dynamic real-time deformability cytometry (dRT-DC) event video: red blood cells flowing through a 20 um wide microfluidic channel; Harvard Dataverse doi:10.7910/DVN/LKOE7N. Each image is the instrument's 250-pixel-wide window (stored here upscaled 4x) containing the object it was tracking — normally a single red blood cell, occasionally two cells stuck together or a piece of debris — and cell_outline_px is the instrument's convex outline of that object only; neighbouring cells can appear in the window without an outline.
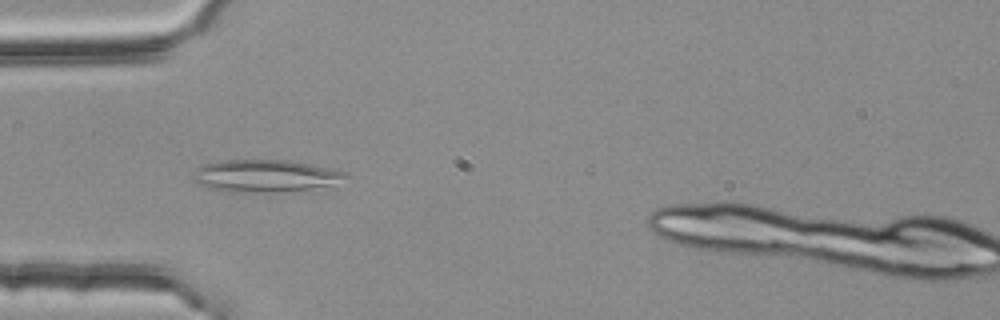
{"species": "common noctule bat (a hibernating species)", "species_latin": "Nyctalus noctula", "temperature_condition": "room temperature", "stored_images_in_passage": 46, "camera_frame_rate_fps": 3000, "um_per_image_px": 0.085, "animal": {"sex": "female", "body_mass_g": 25.1}, "frame": {"image": 1, "passage_image": 16, "time_ms": 5.0, "image_size_px": [1000, 320], "cell_outline_px": [[352, 176], [328, 184], [308, 188], [264, 196], [228, 192], [208, 188], [196, 180], [192, 176], [196, 168], [204, 164], [220, 160], [288, 160], [348, 172]], "centroid_in_image_um": [22.49, 14.98], "position_along_channel_um": 62.5, "area_um2": 29.25}}
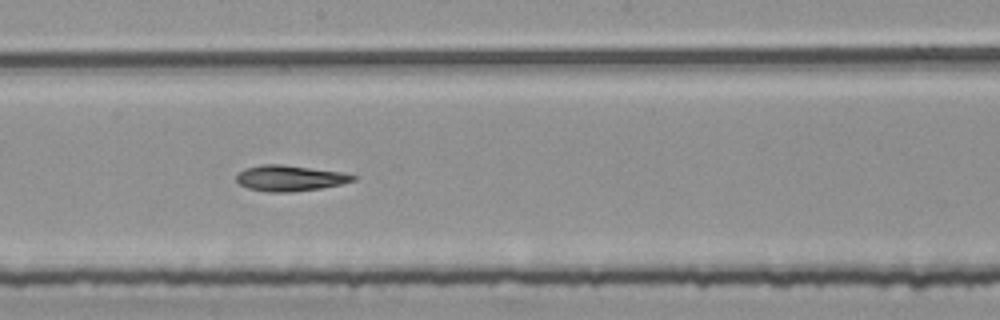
{"frame": {"image": 2, "passage_image": 29, "time_ms": 9.333, "image_size_px": [1000, 320], "cell_outline_px": [[360, 176], [356, 180], [340, 184], [320, 188], [292, 192], [268, 192], [248, 188], [240, 184], [236, 180], [236, 176], [244, 168], [264, 164], [280, 164], [344, 172]], "centroid_in_image_um": [24.67, 15.14], "position_along_channel_um": 223.5, "area_um2": 17.57}}
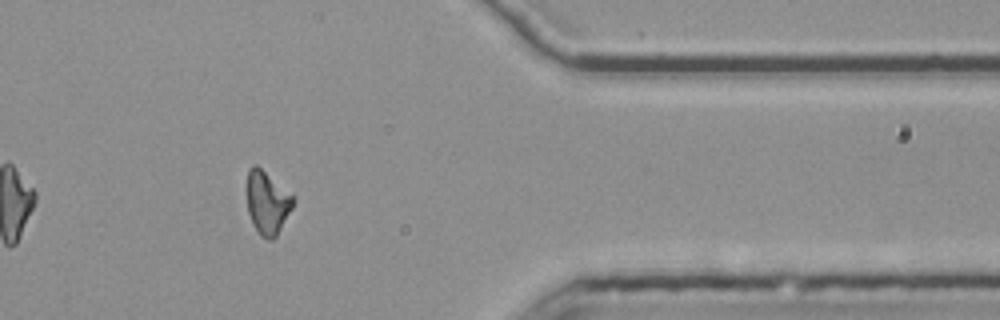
{"frame": {"image": 3, "passage_image": 44, "time_ms": 14.333, "image_size_px": [1000, 320], "cell_outline_px": [[296, 200], [292, 208], [276, 236], [272, 240], [268, 240], [260, 236], [252, 224], [248, 212], [244, 192], [248, 168], [252, 164], [256, 164], [296, 196]], "centroid_in_image_um": [22.68, 17.18], "position_along_channel_um": 388.7, "area_um2": 17.8}, "authors_computed_cell_mechanics": {"area_um2": 17.6868, "velocity_mm_per_s": 3.7417, "shape_relaxation_time_tau1_ms": null, "shape_relaxation_time_tau2_ms": 9.1424, "deformation_change_tau1": null, "deformation_change_tau2": 0.1759}}